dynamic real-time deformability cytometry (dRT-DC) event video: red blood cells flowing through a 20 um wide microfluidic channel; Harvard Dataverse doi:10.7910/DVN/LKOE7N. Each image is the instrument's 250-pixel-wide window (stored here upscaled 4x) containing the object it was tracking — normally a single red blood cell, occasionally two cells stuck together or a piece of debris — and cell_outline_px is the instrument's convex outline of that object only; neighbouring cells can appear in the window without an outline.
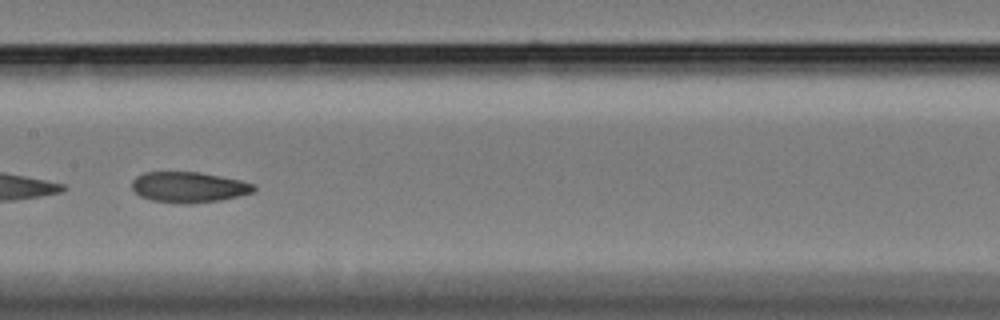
{"species": "Egyptian fruit bat (a non-hibernating species)", "species_latin": "Rousettus aegyptiacus", "temperature_condition": "cold", "stored_images_in_passage": 31, "camera_frame_rate_fps": 3000, "um_per_image_px": 0.085, "animal": {"sex": "female"}, "frame": {"image": 1, "passage_image": 18, "time_ms": 5.667, "image_size_px": [1000, 320], "cell_outline_px": [[256, 188], [252, 192], [220, 200], [192, 204], [176, 204], [152, 200], [140, 196], [132, 188], [132, 180], [136, 176], [144, 172], [200, 172], [244, 180], [256, 184]], "centroid_in_image_um": [16.05, 15.91], "position_along_channel_um": 191.3, "area_um2": 22.02}}